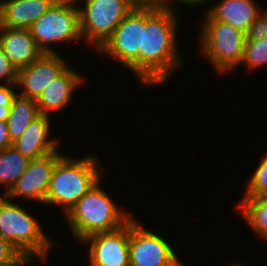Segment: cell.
Masks as SVG:
<instances>
[{"label": "cell", "mask_w": 267, "mask_h": 266, "mask_svg": "<svg viewBox=\"0 0 267 266\" xmlns=\"http://www.w3.org/2000/svg\"><path fill=\"white\" fill-rule=\"evenodd\" d=\"M175 13L166 7L144 9L140 82L145 86L166 82L183 65L176 41L179 19Z\"/></svg>", "instance_id": "obj_1"}, {"label": "cell", "mask_w": 267, "mask_h": 266, "mask_svg": "<svg viewBox=\"0 0 267 266\" xmlns=\"http://www.w3.org/2000/svg\"><path fill=\"white\" fill-rule=\"evenodd\" d=\"M100 162L91 154L81 159L63 155L53 168L44 204L60 206L66 215L102 179Z\"/></svg>", "instance_id": "obj_2"}, {"label": "cell", "mask_w": 267, "mask_h": 266, "mask_svg": "<svg viewBox=\"0 0 267 266\" xmlns=\"http://www.w3.org/2000/svg\"><path fill=\"white\" fill-rule=\"evenodd\" d=\"M101 179L64 215L75 238L81 243L87 236L122 227L133 216L120 210L101 187Z\"/></svg>", "instance_id": "obj_3"}, {"label": "cell", "mask_w": 267, "mask_h": 266, "mask_svg": "<svg viewBox=\"0 0 267 266\" xmlns=\"http://www.w3.org/2000/svg\"><path fill=\"white\" fill-rule=\"evenodd\" d=\"M38 220L26 209L0 196V236L15 247L31 264L46 261L52 243ZM37 258V259H36Z\"/></svg>", "instance_id": "obj_4"}, {"label": "cell", "mask_w": 267, "mask_h": 266, "mask_svg": "<svg viewBox=\"0 0 267 266\" xmlns=\"http://www.w3.org/2000/svg\"><path fill=\"white\" fill-rule=\"evenodd\" d=\"M204 16L199 39L202 54L221 74L240 66L246 33L225 22L213 20L207 13Z\"/></svg>", "instance_id": "obj_5"}, {"label": "cell", "mask_w": 267, "mask_h": 266, "mask_svg": "<svg viewBox=\"0 0 267 266\" xmlns=\"http://www.w3.org/2000/svg\"><path fill=\"white\" fill-rule=\"evenodd\" d=\"M76 0H56L30 27L37 47L43 53H55L51 45L82 39L79 7Z\"/></svg>", "instance_id": "obj_6"}, {"label": "cell", "mask_w": 267, "mask_h": 266, "mask_svg": "<svg viewBox=\"0 0 267 266\" xmlns=\"http://www.w3.org/2000/svg\"><path fill=\"white\" fill-rule=\"evenodd\" d=\"M84 2L83 8L79 6L81 37L98 52L132 7L125 0H84Z\"/></svg>", "instance_id": "obj_7"}, {"label": "cell", "mask_w": 267, "mask_h": 266, "mask_svg": "<svg viewBox=\"0 0 267 266\" xmlns=\"http://www.w3.org/2000/svg\"><path fill=\"white\" fill-rule=\"evenodd\" d=\"M144 9H132L98 49L132 71L140 81V48Z\"/></svg>", "instance_id": "obj_8"}, {"label": "cell", "mask_w": 267, "mask_h": 266, "mask_svg": "<svg viewBox=\"0 0 267 266\" xmlns=\"http://www.w3.org/2000/svg\"><path fill=\"white\" fill-rule=\"evenodd\" d=\"M130 266H175L180 258L163 236L145 229L135 217L129 220Z\"/></svg>", "instance_id": "obj_9"}, {"label": "cell", "mask_w": 267, "mask_h": 266, "mask_svg": "<svg viewBox=\"0 0 267 266\" xmlns=\"http://www.w3.org/2000/svg\"><path fill=\"white\" fill-rule=\"evenodd\" d=\"M81 242L90 244V266H130L129 221L116 230L91 234Z\"/></svg>", "instance_id": "obj_10"}, {"label": "cell", "mask_w": 267, "mask_h": 266, "mask_svg": "<svg viewBox=\"0 0 267 266\" xmlns=\"http://www.w3.org/2000/svg\"><path fill=\"white\" fill-rule=\"evenodd\" d=\"M63 155L58 149L44 157L30 160L28 167L5 195L8 199H23L44 205L55 163Z\"/></svg>", "instance_id": "obj_11"}, {"label": "cell", "mask_w": 267, "mask_h": 266, "mask_svg": "<svg viewBox=\"0 0 267 266\" xmlns=\"http://www.w3.org/2000/svg\"><path fill=\"white\" fill-rule=\"evenodd\" d=\"M67 67L66 60L58 52L43 53L29 66L18 69L16 88L19 87L21 93L17 94L37 100L48 84Z\"/></svg>", "instance_id": "obj_12"}, {"label": "cell", "mask_w": 267, "mask_h": 266, "mask_svg": "<svg viewBox=\"0 0 267 266\" xmlns=\"http://www.w3.org/2000/svg\"><path fill=\"white\" fill-rule=\"evenodd\" d=\"M84 79L73 67L68 66L37 98L40 114L49 116L51 111L58 112L67 107L74 91L82 85Z\"/></svg>", "instance_id": "obj_13"}, {"label": "cell", "mask_w": 267, "mask_h": 266, "mask_svg": "<svg viewBox=\"0 0 267 266\" xmlns=\"http://www.w3.org/2000/svg\"><path fill=\"white\" fill-rule=\"evenodd\" d=\"M0 47L17 69L29 66L43 54L29 28L0 26Z\"/></svg>", "instance_id": "obj_14"}, {"label": "cell", "mask_w": 267, "mask_h": 266, "mask_svg": "<svg viewBox=\"0 0 267 266\" xmlns=\"http://www.w3.org/2000/svg\"><path fill=\"white\" fill-rule=\"evenodd\" d=\"M50 123L49 116L41 114L29 124L21 137L12 143V146L30 160L56 151L59 149L60 139H48Z\"/></svg>", "instance_id": "obj_15"}, {"label": "cell", "mask_w": 267, "mask_h": 266, "mask_svg": "<svg viewBox=\"0 0 267 266\" xmlns=\"http://www.w3.org/2000/svg\"><path fill=\"white\" fill-rule=\"evenodd\" d=\"M207 10V14L216 21L225 22L247 33L250 25L261 13L254 0H220Z\"/></svg>", "instance_id": "obj_16"}, {"label": "cell", "mask_w": 267, "mask_h": 266, "mask_svg": "<svg viewBox=\"0 0 267 266\" xmlns=\"http://www.w3.org/2000/svg\"><path fill=\"white\" fill-rule=\"evenodd\" d=\"M56 0H3L0 26L29 28Z\"/></svg>", "instance_id": "obj_17"}, {"label": "cell", "mask_w": 267, "mask_h": 266, "mask_svg": "<svg viewBox=\"0 0 267 266\" xmlns=\"http://www.w3.org/2000/svg\"><path fill=\"white\" fill-rule=\"evenodd\" d=\"M40 115L36 99L17 94L12 101L6 121L11 143L19 139L29 124Z\"/></svg>", "instance_id": "obj_18"}, {"label": "cell", "mask_w": 267, "mask_h": 266, "mask_svg": "<svg viewBox=\"0 0 267 266\" xmlns=\"http://www.w3.org/2000/svg\"><path fill=\"white\" fill-rule=\"evenodd\" d=\"M29 162L30 159L23 156L13 146L0 151V185L5 187L3 195H6L22 176Z\"/></svg>", "instance_id": "obj_19"}, {"label": "cell", "mask_w": 267, "mask_h": 266, "mask_svg": "<svg viewBox=\"0 0 267 266\" xmlns=\"http://www.w3.org/2000/svg\"><path fill=\"white\" fill-rule=\"evenodd\" d=\"M237 208L256 235L267 240V197L243 196Z\"/></svg>", "instance_id": "obj_20"}, {"label": "cell", "mask_w": 267, "mask_h": 266, "mask_svg": "<svg viewBox=\"0 0 267 266\" xmlns=\"http://www.w3.org/2000/svg\"><path fill=\"white\" fill-rule=\"evenodd\" d=\"M242 63L251 70L267 65V38L246 40L241 65Z\"/></svg>", "instance_id": "obj_21"}, {"label": "cell", "mask_w": 267, "mask_h": 266, "mask_svg": "<svg viewBox=\"0 0 267 266\" xmlns=\"http://www.w3.org/2000/svg\"><path fill=\"white\" fill-rule=\"evenodd\" d=\"M247 183L244 196L267 197V153Z\"/></svg>", "instance_id": "obj_22"}, {"label": "cell", "mask_w": 267, "mask_h": 266, "mask_svg": "<svg viewBox=\"0 0 267 266\" xmlns=\"http://www.w3.org/2000/svg\"><path fill=\"white\" fill-rule=\"evenodd\" d=\"M30 264L21 253L0 236V266H24Z\"/></svg>", "instance_id": "obj_23"}, {"label": "cell", "mask_w": 267, "mask_h": 266, "mask_svg": "<svg viewBox=\"0 0 267 266\" xmlns=\"http://www.w3.org/2000/svg\"><path fill=\"white\" fill-rule=\"evenodd\" d=\"M18 69L11 63L0 47V84H16Z\"/></svg>", "instance_id": "obj_24"}, {"label": "cell", "mask_w": 267, "mask_h": 266, "mask_svg": "<svg viewBox=\"0 0 267 266\" xmlns=\"http://www.w3.org/2000/svg\"><path fill=\"white\" fill-rule=\"evenodd\" d=\"M267 38V12H261L250 25L246 40H261Z\"/></svg>", "instance_id": "obj_25"}, {"label": "cell", "mask_w": 267, "mask_h": 266, "mask_svg": "<svg viewBox=\"0 0 267 266\" xmlns=\"http://www.w3.org/2000/svg\"><path fill=\"white\" fill-rule=\"evenodd\" d=\"M16 84H0V106H11L14 97L17 95L15 91Z\"/></svg>", "instance_id": "obj_26"}, {"label": "cell", "mask_w": 267, "mask_h": 266, "mask_svg": "<svg viewBox=\"0 0 267 266\" xmlns=\"http://www.w3.org/2000/svg\"><path fill=\"white\" fill-rule=\"evenodd\" d=\"M132 9H159L163 7V0H125Z\"/></svg>", "instance_id": "obj_27"}, {"label": "cell", "mask_w": 267, "mask_h": 266, "mask_svg": "<svg viewBox=\"0 0 267 266\" xmlns=\"http://www.w3.org/2000/svg\"><path fill=\"white\" fill-rule=\"evenodd\" d=\"M11 146H12V143L8 135L7 122L1 121L0 122V151Z\"/></svg>", "instance_id": "obj_28"}, {"label": "cell", "mask_w": 267, "mask_h": 266, "mask_svg": "<svg viewBox=\"0 0 267 266\" xmlns=\"http://www.w3.org/2000/svg\"><path fill=\"white\" fill-rule=\"evenodd\" d=\"M172 1L175 2L177 1V3L179 4H183L184 6L186 5L187 7L189 6H199V5H203L204 3H209L208 1H211V0H163V7H166V8H169V9H175L173 8L172 5Z\"/></svg>", "instance_id": "obj_29"}, {"label": "cell", "mask_w": 267, "mask_h": 266, "mask_svg": "<svg viewBox=\"0 0 267 266\" xmlns=\"http://www.w3.org/2000/svg\"><path fill=\"white\" fill-rule=\"evenodd\" d=\"M11 106H0V122L7 121Z\"/></svg>", "instance_id": "obj_30"}, {"label": "cell", "mask_w": 267, "mask_h": 266, "mask_svg": "<svg viewBox=\"0 0 267 266\" xmlns=\"http://www.w3.org/2000/svg\"><path fill=\"white\" fill-rule=\"evenodd\" d=\"M175 266H184L182 262H178Z\"/></svg>", "instance_id": "obj_31"}, {"label": "cell", "mask_w": 267, "mask_h": 266, "mask_svg": "<svg viewBox=\"0 0 267 266\" xmlns=\"http://www.w3.org/2000/svg\"><path fill=\"white\" fill-rule=\"evenodd\" d=\"M1 1L2 0H0V19H1Z\"/></svg>", "instance_id": "obj_32"}]
</instances>
